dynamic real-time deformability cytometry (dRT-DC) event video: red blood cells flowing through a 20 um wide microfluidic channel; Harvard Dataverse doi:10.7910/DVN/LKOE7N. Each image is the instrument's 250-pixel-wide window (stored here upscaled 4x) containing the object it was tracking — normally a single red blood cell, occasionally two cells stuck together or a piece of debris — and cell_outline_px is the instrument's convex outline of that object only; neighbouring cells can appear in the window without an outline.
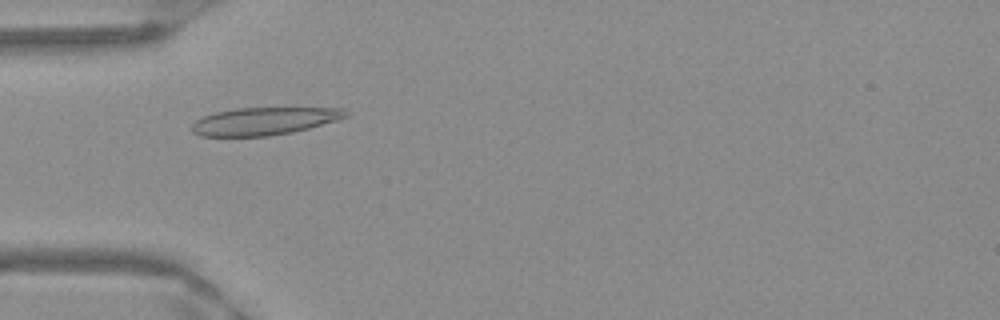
{"species": "Egyptian fruit bat (a non-hibernating species)", "species_latin": "Rousettus aegyptiacus", "temperature_condition": "warm", "stored_images_in_passage": 50, "camera_frame_rate_fps": 3000, "um_per_image_px": 0.085, "frame": {"image": 1, "passage_image": 15, "time_ms": 4.667, "image_size_px": [1000, 320], "cell_outline_px": [[348, 116], [336, 120], [308, 128], [292, 132], [268, 136], [200, 136], [192, 132], [192, 124], [196, 120], [204, 116], [216, 112], [236, 108], [340, 108], [348, 112]], "centroid_in_image_um": [22.42, 10.3], "position_along_channel_um": 62.6, "area_um2": 24.51}}
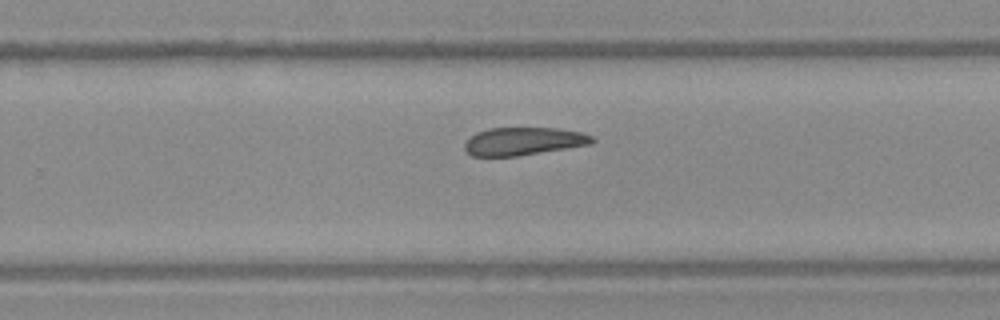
{"frame": {"image": 2, "passage_image": 32, "time_ms": 10.333, "image_size_px": [1000, 320], "cell_outline_px": [[596, 140], [592, 144], [516, 156], [472, 156], [464, 148], [464, 144], [476, 132], [488, 128], [556, 128], [580, 132], [592, 136]], "centroid_in_image_um": [44.5, 12.0], "position_along_channel_um": 285.3, "area_um2": 20.58}}
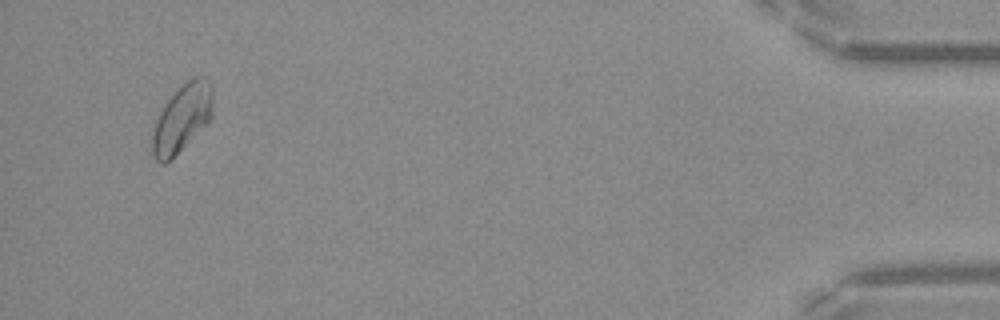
{"frame": {"image": 3, "passage_image": 48, "time_ms": 15.667, "image_size_px": [1000, 320], "cell_outline_px": [[212, 116], [164, 164], [160, 164], [156, 160], [152, 152], [152, 132], [156, 120], [164, 104], [192, 76], [208, 76], [212, 84]], "centroid_in_image_um": [15.47, 9.98], "position_along_channel_um": 419.7, "area_um2": 23.06}, "authors_computed_cell_mechanics": {"area_um2": 23.2356, "velocity_mm_per_s": 3.9508, "shape_relaxation_time_tau1_ms": null, "shape_relaxation_time_tau2_ms": 3.2776, "deformation_change_tau1": null, "deformation_change_tau2": 0.0815}}